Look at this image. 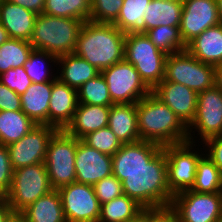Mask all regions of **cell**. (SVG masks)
<instances>
[{"label": "cell", "instance_id": "6da1fadb", "mask_svg": "<svg viewBox=\"0 0 222 222\" xmlns=\"http://www.w3.org/2000/svg\"><path fill=\"white\" fill-rule=\"evenodd\" d=\"M122 182L123 194L143 208L171 205L173 194L167 185V163L161 149L145 166L136 170H112Z\"/></svg>", "mask_w": 222, "mask_h": 222}, {"label": "cell", "instance_id": "7a4b0ae2", "mask_svg": "<svg viewBox=\"0 0 222 222\" xmlns=\"http://www.w3.org/2000/svg\"><path fill=\"white\" fill-rule=\"evenodd\" d=\"M126 34L113 23H83L74 54L99 71L124 60Z\"/></svg>", "mask_w": 222, "mask_h": 222}, {"label": "cell", "instance_id": "3957f363", "mask_svg": "<svg viewBox=\"0 0 222 222\" xmlns=\"http://www.w3.org/2000/svg\"><path fill=\"white\" fill-rule=\"evenodd\" d=\"M140 140L162 147L188 141L187 127L152 92L137 102Z\"/></svg>", "mask_w": 222, "mask_h": 222}, {"label": "cell", "instance_id": "277c9868", "mask_svg": "<svg viewBox=\"0 0 222 222\" xmlns=\"http://www.w3.org/2000/svg\"><path fill=\"white\" fill-rule=\"evenodd\" d=\"M83 23L75 18L37 14L29 43L34 50L45 51L56 57L72 54Z\"/></svg>", "mask_w": 222, "mask_h": 222}, {"label": "cell", "instance_id": "5b68a950", "mask_svg": "<svg viewBox=\"0 0 222 222\" xmlns=\"http://www.w3.org/2000/svg\"><path fill=\"white\" fill-rule=\"evenodd\" d=\"M166 58L167 54L159 50L145 33L126 34L124 59L135 67L151 90L164 79Z\"/></svg>", "mask_w": 222, "mask_h": 222}, {"label": "cell", "instance_id": "8992f818", "mask_svg": "<svg viewBox=\"0 0 222 222\" xmlns=\"http://www.w3.org/2000/svg\"><path fill=\"white\" fill-rule=\"evenodd\" d=\"M52 190L54 189L44 163L22 167L13 172L11 187L7 192V202L13 213H20Z\"/></svg>", "mask_w": 222, "mask_h": 222}, {"label": "cell", "instance_id": "52a82bcc", "mask_svg": "<svg viewBox=\"0 0 222 222\" xmlns=\"http://www.w3.org/2000/svg\"><path fill=\"white\" fill-rule=\"evenodd\" d=\"M80 139L58 130L50 139L44 164L53 189L76 182L75 156Z\"/></svg>", "mask_w": 222, "mask_h": 222}, {"label": "cell", "instance_id": "ba28073f", "mask_svg": "<svg viewBox=\"0 0 222 222\" xmlns=\"http://www.w3.org/2000/svg\"><path fill=\"white\" fill-rule=\"evenodd\" d=\"M199 93L215 86V67L196 59L187 50L167 55L165 76Z\"/></svg>", "mask_w": 222, "mask_h": 222}, {"label": "cell", "instance_id": "9c48e42d", "mask_svg": "<svg viewBox=\"0 0 222 222\" xmlns=\"http://www.w3.org/2000/svg\"><path fill=\"white\" fill-rule=\"evenodd\" d=\"M100 73L106 81L110 98L114 104L137 103L152 92L135 67L125 59L103 69Z\"/></svg>", "mask_w": 222, "mask_h": 222}, {"label": "cell", "instance_id": "30bf717a", "mask_svg": "<svg viewBox=\"0 0 222 222\" xmlns=\"http://www.w3.org/2000/svg\"><path fill=\"white\" fill-rule=\"evenodd\" d=\"M192 145L195 146L187 141L162 148L167 163V185L173 195L191 189L194 185L198 161L202 155L197 150L195 152Z\"/></svg>", "mask_w": 222, "mask_h": 222}, {"label": "cell", "instance_id": "8fae6325", "mask_svg": "<svg viewBox=\"0 0 222 222\" xmlns=\"http://www.w3.org/2000/svg\"><path fill=\"white\" fill-rule=\"evenodd\" d=\"M171 206L177 212L180 222H220L222 220V192L184 190L173 195Z\"/></svg>", "mask_w": 222, "mask_h": 222}, {"label": "cell", "instance_id": "7c38bea8", "mask_svg": "<svg viewBox=\"0 0 222 222\" xmlns=\"http://www.w3.org/2000/svg\"><path fill=\"white\" fill-rule=\"evenodd\" d=\"M58 192L67 222H98L101 205L93 185L73 182Z\"/></svg>", "mask_w": 222, "mask_h": 222}, {"label": "cell", "instance_id": "4fadbf2b", "mask_svg": "<svg viewBox=\"0 0 222 222\" xmlns=\"http://www.w3.org/2000/svg\"><path fill=\"white\" fill-rule=\"evenodd\" d=\"M194 129L203 142L210 137L222 135V91L216 86L198 93L196 114L187 127L188 142L196 143L191 135Z\"/></svg>", "mask_w": 222, "mask_h": 222}, {"label": "cell", "instance_id": "5bb4252c", "mask_svg": "<svg viewBox=\"0 0 222 222\" xmlns=\"http://www.w3.org/2000/svg\"><path fill=\"white\" fill-rule=\"evenodd\" d=\"M58 131L50 125H35L19 141L7 146L13 170L44 163L48 144Z\"/></svg>", "mask_w": 222, "mask_h": 222}, {"label": "cell", "instance_id": "9a60e30c", "mask_svg": "<svg viewBox=\"0 0 222 222\" xmlns=\"http://www.w3.org/2000/svg\"><path fill=\"white\" fill-rule=\"evenodd\" d=\"M180 35L187 45L209 27L221 23L217 0H182Z\"/></svg>", "mask_w": 222, "mask_h": 222}, {"label": "cell", "instance_id": "2e32d148", "mask_svg": "<svg viewBox=\"0 0 222 222\" xmlns=\"http://www.w3.org/2000/svg\"><path fill=\"white\" fill-rule=\"evenodd\" d=\"M76 182L94 185L112 175V156L89 147L81 139L75 156Z\"/></svg>", "mask_w": 222, "mask_h": 222}, {"label": "cell", "instance_id": "e0dca14e", "mask_svg": "<svg viewBox=\"0 0 222 222\" xmlns=\"http://www.w3.org/2000/svg\"><path fill=\"white\" fill-rule=\"evenodd\" d=\"M152 93L165 103L188 127L196 114L198 93L189 87L172 81H162Z\"/></svg>", "mask_w": 222, "mask_h": 222}, {"label": "cell", "instance_id": "ac0fdd59", "mask_svg": "<svg viewBox=\"0 0 222 222\" xmlns=\"http://www.w3.org/2000/svg\"><path fill=\"white\" fill-rule=\"evenodd\" d=\"M78 104L77 90L55 77L49 101L48 125L64 130L72 121Z\"/></svg>", "mask_w": 222, "mask_h": 222}, {"label": "cell", "instance_id": "d6986e66", "mask_svg": "<svg viewBox=\"0 0 222 222\" xmlns=\"http://www.w3.org/2000/svg\"><path fill=\"white\" fill-rule=\"evenodd\" d=\"M110 106L79 103L72 121L64 131L77 139L108 126Z\"/></svg>", "mask_w": 222, "mask_h": 222}, {"label": "cell", "instance_id": "ffe728a7", "mask_svg": "<svg viewBox=\"0 0 222 222\" xmlns=\"http://www.w3.org/2000/svg\"><path fill=\"white\" fill-rule=\"evenodd\" d=\"M37 14L4 0L0 4V23L9 38L28 41L31 39Z\"/></svg>", "mask_w": 222, "mask_h": 222}, {"label": "cell", "instance_id": "44dd1931", "mask_svg": "<svg viewBox=\"0 0 222 222\" xmlns=\"http://www.w3.org/2000/svg\"><path fill=\"white\" fill-rule=\"evenodd\" d=\"M137 122V103L110 106L108 127L122 144L140 141Z\"/></svg>", "mask_w": 222, "mask_h": 222}, {"label": "cell", "instance_id": "7402d4cb", "mask_svg": "<svg viewBox=\"0 0 222 222\" xmlns=\"http://www.w3.org/2000/svg\"><path fill=\"white\" fill-rule=\"evenodd\" d=\"M186 50L201 62L218 66L222 63V23L203 31L186 45Z\"/></svg>", "mask_w": 222, "mask_h": 222}, {"label": "cell", "instance_id": "603a6c76", "mask_svg": "<svg viewBox=\"0 0 222 222\" xmlns=\"http://www.w3.org/2000/svg\"><path fill=\"white\" fill-rule=\"evenodd\" d=\"M163 147L148 141L122 144L112 156V170H136L147 164Z\"/></svg>", "mask_w": 222, "mask_h": 222}, {"label": "cell", "instance_id": "cb8c5ba5", "mask_svg": "<svg viewBox=\"0 0 222 222\" xmlns=\"http://www.w3.org/2000/svg\"><path fill=\"white\" fill-rule=\"evenodd\" d=\"M52 92V81L32 83L20 95L21 110L37 125H48V109Z\"/></svg>", "mask_w": 222, "mask_h": 222}, {"label": "cell", "instance_id": "d4e9b609", "mask_svg": "<svg viewBox=\"0 0 222 222\" xmlns=\"http://www.w3.org/2000/svg\"><path fill=\"white\" fill-rule=\"evenodd\" d=\"M26 222H67L61 196L52 190L20 212Z\"/></svg>", "mask_w": 222, "mask_h": 222}, {"label": "cell", "instance_id": "484cf974", "mask_svg": "<svg viewBox=\"0 0 222 222\" xmlns=\"http://www.w3.org/2000/svg\"><path fill=\"white\" fill-rule=\"evenodd\" d=\"M57 65H61V74L56 76L61 82L78 90L84 83L95 78L100 71L85 59L72 54L57 57Z\"/></svg>", "mask_w": 222, "mask_h": 222}, {"label": "cell", "instance_id": "4316f807", "mask_svg": "<svg viewBox=\"0 0 222 222\" xmlns=\"http://www.w3.org/2000/svg\"><path fill=\"white\" fill-rule=\"evenodd\" d=\"M182 0H151L144 15L145 32L158 26L180 27Z\"/></svg>", "mask_w": 222, "mask_h": 222}, {"label": "cell", "instance_id": "83f0119b", "mask_svg": "<svg viewBox=\"0 0 222 222\" xmlns=\"http://www.w3.org/2000/svg\"><path fill=\"white\" fill-rule=\"evenodd\" d=\"M35 125L22 110L0 111V144L8 146L19 141Z\"/></svg>", "mask_w": 222, "mask_h": 222}, {"label": "cell", "instance_id": "f1b7e54d", "mask_svg": "<svg viewBox=\"0 0 222 222\" xmlns=\"http://www.w3.org/2000/svg\"><path fill=\"white\" fill-rule=\"evenodd\" d=\"M151 0H124L113 22L125 34L145 33L144 15Z\"/></svg>", "mask_w": 222, "mask_h": 222}, {"label": "cell", "instance_id": "f546056e", "mask_svg": "<svg viewBox=\"0 0 222 222\" xmlns=\"http://www.w3.org/2000/svg\"><path fill=\"white\" fill-rule=\"evenodd\" d=\"M143 209L134 199L122 194L100 206L98 222H129Z\"/></svg>", "mask_w": 222, "mask_h": 222}, {"label": "cell", "instance_id": "4dcf8cb0", "mask_svg": "<svg viewBox=\"0 0 222 222\" xmlns=\"http://www.w3.org/2000/svg\"><path fill=\"white\" fill-rule=\"evenodd\" d=\"M43 13L86 22L90 20L91 0H45Z\"/></svg>", "mask_w": 222, "mask_h": 222}, {"label": "cell", "instance_id": "1f68e13d", "mask_svg": "<svg viewBox=\"0 0 222 222\" xmlns=\"http://www.w3.org/2000/svg\"><path fill=\"white\" fill-rule=\"evenodd\" d=\"M190 190L205 193L222 192V172L207 155L198 161L195 182Z\"/></svg>", "mask_w": 222, "mask_h": 222}, {"label": "cell", "instance_id": "d6a6232c", "mask_svg": "<svg viewBox=\"0 0 222 222\" xmlns=\"http://www.w3.org/2000/svg\"><path fill=\"white\" fill-rule=\"evenodd\" d=\"M33 50L32 45L21 39H8L0 46V74L23 66Z\"/></svg>", "mask_w": 222, "mask_h": 222}, {"label": "cell", "instance_id": "836d02e7", "mask_svg": "<svg viewBox=\"0 0 222 222\" xmlns=\"http://www.w3.org/2000/svg\"><path fill=\"white\" fill-rule=\"evenodd\" d=\"M152 43L167 55L185 51L179 27L158 26L145 32Z\"/></svg>", "mask_w": 222, "mask_h": 222}, {"label": "cell", "instance_id": "e575fe53", "mask_svg": "<svg viewBox=\"0 0 222 222\" xmlns=\"http://www.w3.org/2000/svg\"><path fill=\"white\" fill-rule=\"evenodd\" d=\"M78 102L89 105L111 106L112 102L108 86L100 73L84 83L78 90Z\"/></svg>", "mask_w": 222, "mask_h": 222}, {"label": "cell", "instance_id": "d590c367", "mask_svg": "<svg viewBox=\"0 0 222 222\" xmlns=\"http://www.w3.org/2000/svg\"><path fill=\"white\" fill-rule=\"evenodd\" d=\"M56 63L57 57L54 54L40 50H32L28 60L23 64L25 72L31 79L32 83H44L55 80V76L49 78L50 71L45 66L46 60ZM47 69V70H46Z\"/></svg>", "mask_w": 222, "mask_h": 222}, {"label": "cell", "instance_id": "8d00e7d4", "mask_svg": "<svg viewBox=\"0 0 222 222\" xmlns=\"http://www.w3.org/2000/svg\"><path fill=\"white\" fill-rule=\"evenodd\" d=\"M81 140L89 147L111 156L122 146V143L108 126L88 133Z\"/></svg>", "mask_w": 222, "mask_h": 222}, {"label": "cell", "instance_id": "74e56055", "mask_svg": "<svg viewBox=\"0 0 222 222\" xmlns=\"http://www.w3.org/2000/svg\"><path fill=\"white\" fill-rule=\"evenodd\" d=\"M124 0H91L90 20L96 23H113Z\"/></svg>", "mask_w": 222, "mask_h": 222}, {"label": "cell", "instance_id": "f35d334b", "mask_svg": "<svg viewBox=\"0 0 222 222\" xmlns=\"http://www.w3.org/2000/svg\"><path fill=\"white\" fill-rule=\"evenodd\" d=\"M93 188L100 205L123 194L122 182L113 174L98 181Z\"/></svg>", "mask_w": 222, "mask_h": 222}, {"label": "cell", "instance_id": "ab89813d", "mask_svg": "<svg viewBox=\"0 0 222 222\" xmlns=\"http://www.w3.org/2000/svg\"><path fill=\"white\" fill-rule=\"evenodd\" d=\"M0 82L18 95H22L32 84V81L25 72L23 66L15 69H9L8 71L0 74Z\"/></svg>", "mask_w": 222, "mask_h": 222}, {"label": "cell", "instance_id": "60d3db41", "mask_svg": "<svg viewBox=\"0 0 222 222\" xmlns=\"http://www.w3.org/2000/svg\"><path fill=\"white\" fill-rule=\"evenodd\" d=\"M13 167L11 165L7 146L0 144V185L8 192L13 178Z\"/></svg>", "mask_w": 222, "mask_h": 222}, {"label": "cell", "instance_id": "b9f144b4", "mask_svg": "<svg viewBox=\"0 0 222 222\" xmlns=\"http://www.w3.org/2000/svg\"><path fill=\"white\" fill-rule=\"evenodd\" d=\"M21 110L20 95L0 82V111Z\"/></svg>", "mask_w": 222, "mask_h": 222}, {"label": "cell", "instance_id": "7bdbcfd3", "mask_svg": "<svg viewBox=\"0 0 222 222\" xmlns=\"http://www.w3.org/2000/svg\"><path fill=\"white\" fill-rule=\"evenodd\" d=\"M203 144L209 150L206 155L222 172V135L210 137Z\"/></svg>", "mask_w": 222, "mask_h": 222}, {"label": "cell", "instance_id": "ee69618b", "mask_svg": "<svg viewBox=\"0 0 222 222\" xmlns=\"http://www.w3.org/2000/svg\"><path fill=\"white\" fill-rule=\"evenodd\" d=\"M150 222H180L171 205L150 208Z\"/></svg>", "mask_w": 222, "mask_h": 222}, {"label": "cell", "instance_id": "f6af8a7d", "mask_svg": "<svg viewBox=\"0 0 222 222\" xmlns=\"http://www.w3.org/2000/svg\"><path fill=\"white\" fill-rule=\"evenodd\" d=\"M13 4L22 6L29 11H32L36 14L43 13L45 7V0H6Z\"/></svg>", "mask_w": 222, "mask_h": 222}, {"label": "cell", "instance_id": "bcb514c9", "mask_svg": "<svg viewBox=\"0 0 222 222\" xmlns=\"http://www.w3.org/2000/svg\"><path fill=\"white\" fill-rule=\"evenodd\" d=\"M12 213L7 200L0 201V222H5Z\"/></svg>", "mask_w": 222, "mask_h": 222}, {"label": "cell", "instance_id": "7dc6e473", "mask_svg": "<svg viewBox=\"0 0 222 222\" xmlns=\"http://www.w3.org/2000/svg\"><path fill=\"white\" fill-rule=\"evenodd\" d=\"M129 222H150V208H143L140 213Z\"/></svg>", "mask_w": 222, "mask_h": 222}, {"label": "cell", "instance_id": "c3c4849f", "mask_svg": "<svg viewBox=\"0 0 222 222\" xmlns=\"http://www.w3.org/2000/svg\"><path fill=\"white\" fill-rule=\"evenodd\" d=\"M215 86L222 91V63L215 67Z\"/></svg>", "mask_w": 222, "mask_h": 222}, {"label": "cell", "instance_id": "681fc988", "mask_svg": "<svg viewBox=\"0 0 222 222\" xmlns=\"http://www.w3.org/2000/svg\"><path fill=\"white\" fill-rule=\"evenodd\" d=\"M5 222H26L20 213H12Z\"/></svg>", "mask_w": 222, "mask_h": 222}, {"label": "cell", "instance_id": "f907efd6", "mask_svg": "<svg viewBox=\"0 0 222 222\" xmlns=\"http://www.w3.org/2000/svg\"><path fill=\"white\" fill-rule=\"evenodd\" d=\"M9 38L7 31L4 29L2 24L0 23V46L6 42Z\"/></svg>", "mask_w": 222, "mask_h": 222}, {"label": "cell", "instance_id": "816d5d0a", "mask_svg": "<svg viewBox=\"0 0 222 222\" xmlns=\"http://www.w3.org/2000/svg\"><path fill=\"white\" fill-rule=\"evenodd\" d=\"M7 200V191L0 185V201Z\"/></svg>", "mask_w": 222, "mask_h": 222}, {"label": "cell", "instance_id": "f5cc1de1", "mask_svg": "<svg viewBox=\"0 0 222 222\" xmlns=\"http://www.w3.org/2000/svg\"><path fill=\"white\" fill-rule=\"evenodd\" d=\"M217 7H218L219 17L222 23V0H217Z\"/></svg>", "mask_w": 222, "mask_h": 222}]
</instances>
